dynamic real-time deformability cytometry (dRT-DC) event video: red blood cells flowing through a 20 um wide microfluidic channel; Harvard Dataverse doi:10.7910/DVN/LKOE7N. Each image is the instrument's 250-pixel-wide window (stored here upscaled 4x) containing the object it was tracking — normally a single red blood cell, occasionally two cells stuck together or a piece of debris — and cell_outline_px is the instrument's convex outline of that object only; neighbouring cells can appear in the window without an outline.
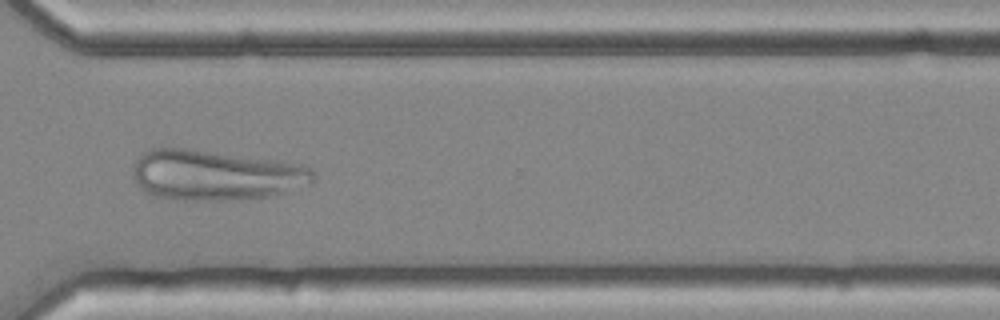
{"species": "common noctule bat (a hibernating species)", "species_latin": "Nyctalus noctula", "temperature_condition": "cold", "stored_images_in_passage": 52, "camera_frame_rate_fps": 3000, "um_per_image_px": 0.085, "animal": {"sex": "female", "body_mass_g": 25.1}, "frame": {"image": 1, "passage_image": 37, "time_ms": 12.0, "image_size_px": [1000, 320], "cell_outline_px": [[316, 176], [312, 184], [272, 196], [228, 200], [180, 200], [156, 196], [144, 192], [140, 188], [136, 180], [136, 160], [140, 152], [148, 148], [184, 148], [280, 160], [304, 164], [312, 168]], "centroid_in_image_um": [18.39, 14.88], "position_along_channel_um": 352.2, "area_um2": 53.23}}